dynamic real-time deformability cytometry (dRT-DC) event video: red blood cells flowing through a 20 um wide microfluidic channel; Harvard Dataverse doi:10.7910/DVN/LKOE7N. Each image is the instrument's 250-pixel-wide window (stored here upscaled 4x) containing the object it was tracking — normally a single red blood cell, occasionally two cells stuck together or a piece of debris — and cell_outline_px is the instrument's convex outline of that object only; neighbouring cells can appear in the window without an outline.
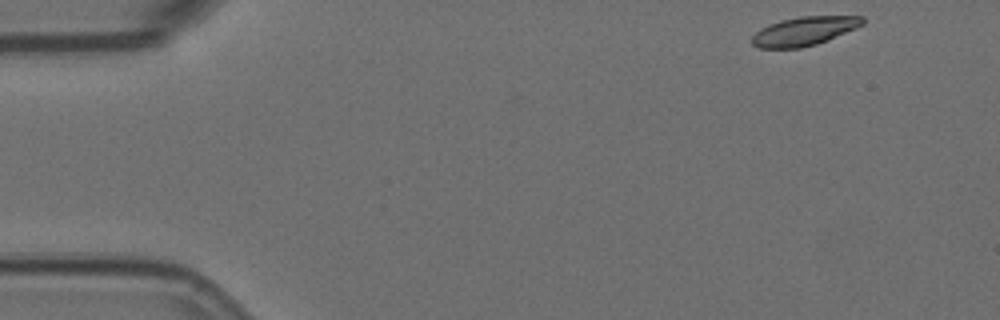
{"species": "Egyptian fruit bat (a non-hibernating species)", "species_latin": "Rousettus aegyptiacus", "temperature_condition": "room temperature", "stored_images_in_passage": 9, "camera_frame_rate_fps": 3000, "um_per_image_px": 0.085, "animal": {"sex": "female"}, "frame": {"image": 1, "passage_image": 1, "time_ms": 0.0, "image_size_px": [1000, 320], "cell_outline_px": [[864, 24], [828, 40], [816, 44], [800, 48], [760, 48], [752, 44], [752, 36], [760, 28], [768, 24], [780, 20], [800, 16], [864, 16]], "centroid_in_image_um": [68.34, 2.64], "position_along_channel_um": 16.7, "area_um2": 18.55}}